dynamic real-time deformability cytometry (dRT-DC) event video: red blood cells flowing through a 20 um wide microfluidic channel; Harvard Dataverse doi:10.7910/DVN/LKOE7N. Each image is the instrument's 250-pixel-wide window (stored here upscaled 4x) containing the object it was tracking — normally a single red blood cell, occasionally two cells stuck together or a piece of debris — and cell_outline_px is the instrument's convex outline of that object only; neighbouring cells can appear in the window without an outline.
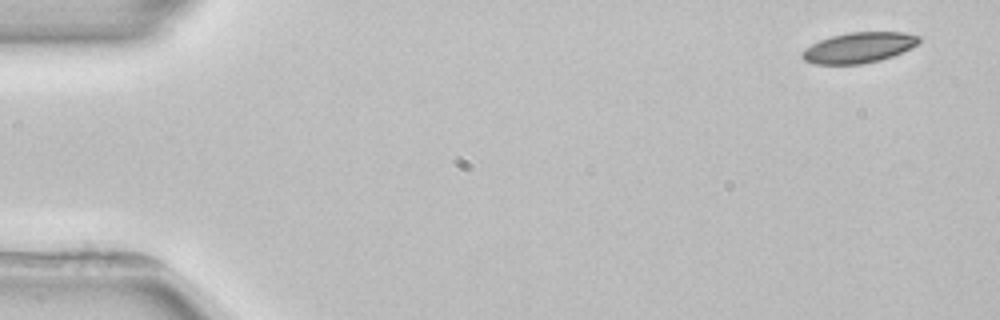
{"species": "common noctule bat (a hibernating species)", "species_latin": "Nyctalus noctula", "temperature_condition": "room temperature", "stored_images_in_passage": 4, "camera_frame_rate_fps": 3000, "um_per_image_px": 0.085, "animal": {"sex": "female", "body_mass_g": 22.7, "forearm_length_mm": 54.2}, "frame": {"image": 1, "passage_image": 1, "time_ms": 0.0, "image_size_px": [1000, 320], "cell_outline_px": [[920, 40], [912, 48], [892, 56], [880, 60], [860, 64], [816, 64], [804, 60], [800, 56], [800, 52], [804, 48], [820, 40], [832, 36], [848, 32], [904, 32], [920, 36]], "centroid_in_image_um": [72.98, 4.04], "position_along_channel_um": 12.0, "area_um2": 20.81}}
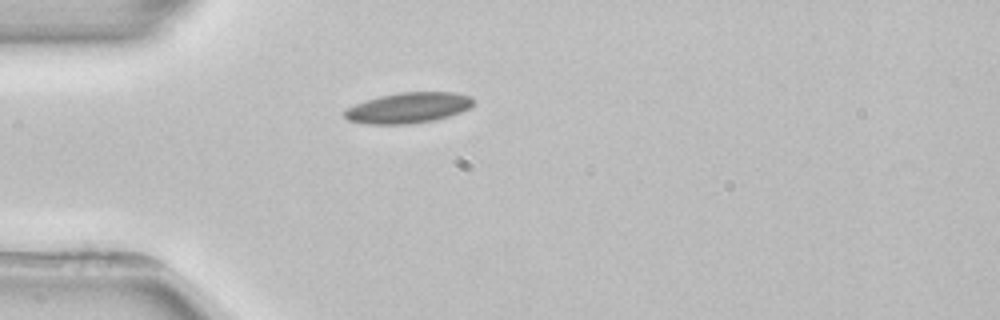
{"frame": {"image": 2, "passage_image": 4, "time_ms": 4.0, "image_size_px": [1000, 320], "cell_outline_px": [[472, 104], [468, 108], [460, 112], [448, 116], [432, 120], [408, 124], [364, 124], [348, 120], [344, 116], [344, 112], [348, 108], [356, 104], [380, 96], [400, 92], [452, 92], [472, 96]], "centroid_in_image_um": [34.69, 9.16], "position_along_channel_um": 50.3, "area_um2": 22.66}}